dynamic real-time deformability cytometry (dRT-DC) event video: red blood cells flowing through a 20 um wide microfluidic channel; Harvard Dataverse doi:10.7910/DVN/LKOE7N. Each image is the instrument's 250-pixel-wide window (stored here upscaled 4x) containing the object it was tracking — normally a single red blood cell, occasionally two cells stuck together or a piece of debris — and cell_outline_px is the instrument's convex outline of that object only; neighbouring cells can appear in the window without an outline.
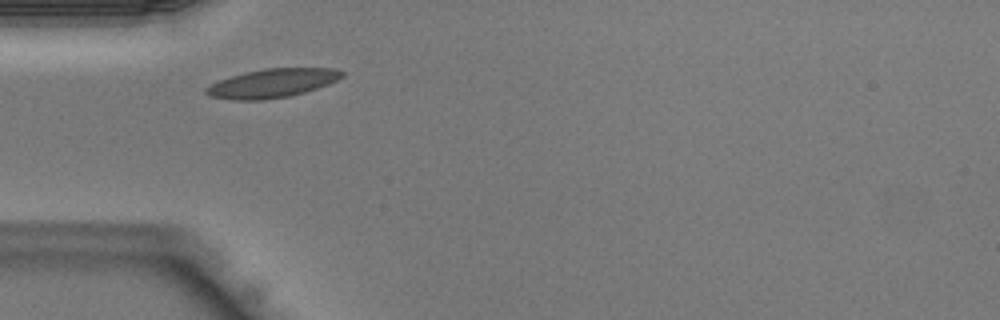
{"species": "Egyptian fruit bat (a non-hibernating species)", "species_latin": "Rousettus aegyptiacus", "temperature_condition": "warm", "stored_images_in_passage": 25, "camera_frame_rate_fps": 3000, "um_per_image_px": 0.085, "animal": {"sex": "male"}, "frame": {"image": 1, "passage_image": 1, "time_ms": 0.0, "image_size_px": [1000, 320], "cell_outline_px": [[344, 76], [328, 84], [304, 92], [288, 96], [264, 100], [232, 100], [208, 96], [204, 92], [204, 88], [220, 80], [244, 72], [264, 68], [332, 68], [344, 72]], "centroid_in_image_um": [23.11, 7.07], "position_along_channel_um": 61.9, "area_um2": 22.72}}
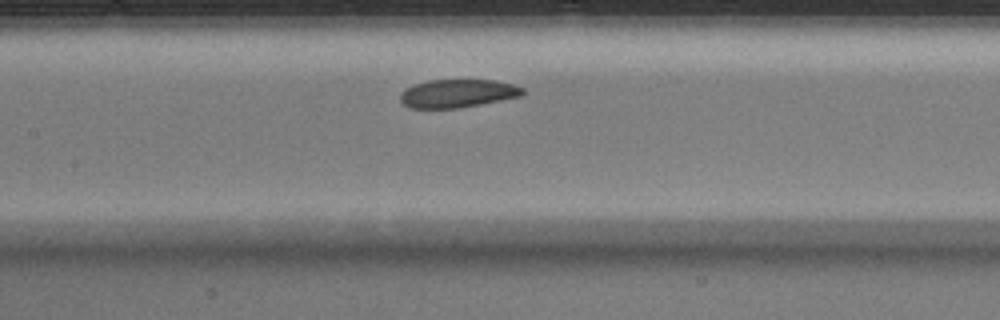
{"frame": {"image": 2, "passage_image": 8, "time_ms": 2.333, "image_size_px": [1000, 320], "cell_outline_px": [[524, 92], [520, 96], [480, 104], [456, 108], [408, 108], [400, 100], [400, 96], [412, 84], [428, 80], [492, 80], [512, 84], [524, 88]], "centroid_in_image_um": [38.88, 7.94], "position_along_channel_um": 168.5, "area_um2": 19.88}}
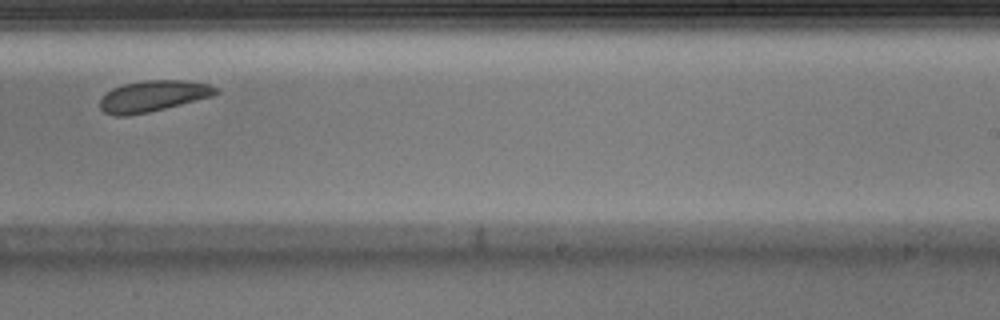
{"frame": {"image": 3, "passage_image": 15, "time_ms": 4.667, "image_size_px": [1000, 320], "cell_outline_px": [[220, 92], [212, 96], [148, 112], [128, 116], [116, 116], [104, 112], [100, 108], [100, 100], [112, 88], [124, 84], [144, 80], [184, 80], [208, 84], [220, 88]], "centroid_in_image_um": [13.02, 8.16], "position_along_channel_um": 276.0, "area_um2": 20.87}}